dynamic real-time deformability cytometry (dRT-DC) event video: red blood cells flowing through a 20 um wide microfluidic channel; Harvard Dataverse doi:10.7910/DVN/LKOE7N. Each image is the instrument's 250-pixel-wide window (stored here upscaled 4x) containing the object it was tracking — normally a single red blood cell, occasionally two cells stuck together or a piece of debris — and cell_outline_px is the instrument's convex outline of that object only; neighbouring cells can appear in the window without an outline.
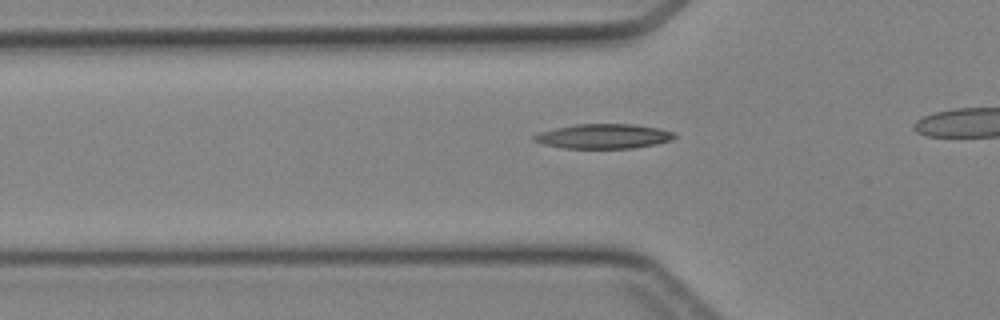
{"species": "Egyptian fruit bat (a non-hibernating species)", "species_latin": "Rousettus aegyptiacus", "temperature_condition": "cold", "stored_images_in_passage": 32, "camera_frame_rate_fps": 3000, "um_per_image_px": 0.085, "animal": {"sex": "female"}, "frame": {"image": 1, "passage_image": 11, "time_ms": 3.333, "image_size_px": [1000, 320], "cell_outline_px": [[676, 136], [672, 140], [656, 144], [632, 148], [564, 148], [544, 144], [532, 140], [532, 136], [540, 132], [556, 128], [576, 124], [632, 124], [660, 128], [676, 132]], "centroid_in_image_um": [51.34, 11.58], "position_along_channel_um": 74.5, "area_um2": 20.17}}
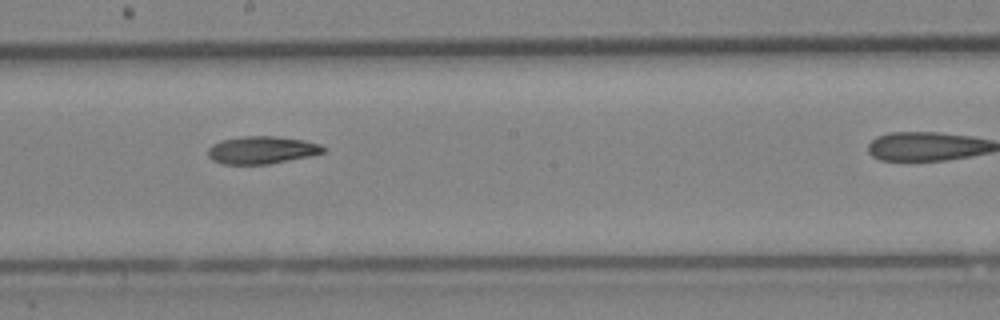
{"frame": {"image": 2, "passage_image": 21, "time_ms": 6.667, "image_size_px": [1000, 320], "cell_outline_px": [[328, 148], [324, 152], [312, 156], [268, 164], [224, 164], [212, 160], [208, 156], [208, 148], [212, 144], [220, 140], [240, 136], [276, 136], [304, 140], [320, 144]], "centroid_in_image_um": [22.27, 12.74], "position_along_channel_um": 225.9, "area_um2": 18.79}}
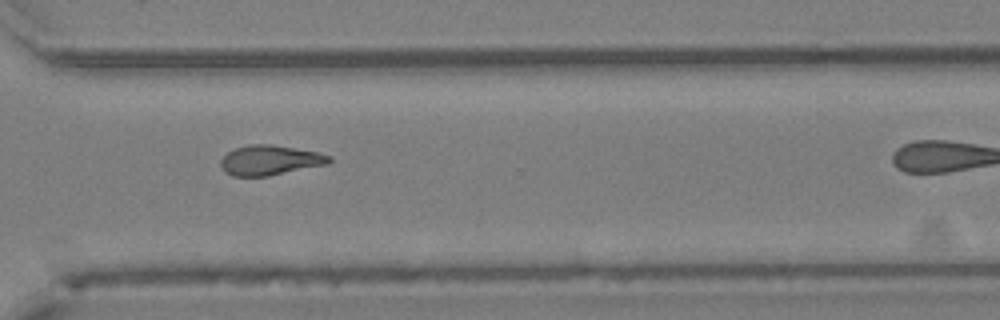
{"frame": {"image": 3, "passage_image": 29, "time_ms": 9.333, "image_size_px": [1000, 320], "cell_outline_px": [[332, 160], [328, 164], [268, 176], [232, 176], [224, 172], [220, 164], [220, 160], [228, 152], [236, 148], [248, 144], [272, 144], [316, 152], [332, 156]], "centroid_in_image_um": [22.93, 13.62], "position_along_channel_um": 347.7, "area_um2": 18.9}}